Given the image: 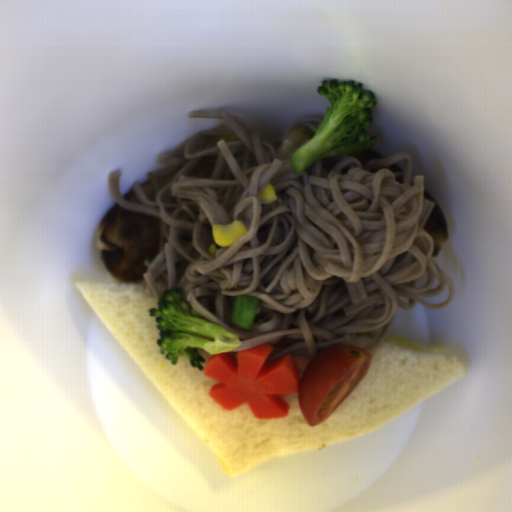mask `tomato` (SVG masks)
<instances>
[{"label": "tomato", "instance_id": "obj_1", "mask_svg": "<svg viewBox=\"0 0 512 512\" xmlns=\"http://www.w3.org/2000/svg\"><path fill=\"white\" fill-rule=\"evenodd\" d=\"M370 353L356 346L333 345L316 353L299 385V409L311 427L330 417L363 380Z\"/></svg>", "mask_w": 512, "mask_h": 512}]
</instances>
